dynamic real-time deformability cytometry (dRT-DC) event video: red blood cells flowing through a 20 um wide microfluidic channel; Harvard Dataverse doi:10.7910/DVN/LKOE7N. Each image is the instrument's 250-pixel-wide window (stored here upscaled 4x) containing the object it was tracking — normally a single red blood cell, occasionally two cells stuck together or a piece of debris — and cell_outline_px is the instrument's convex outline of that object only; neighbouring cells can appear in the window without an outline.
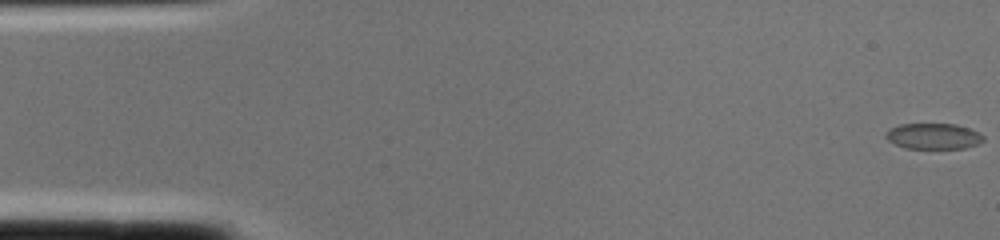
{"species": "common noctule bat (a hibernating species)", "species_latin": "Nyctalus noctula", "temperature_condition": "cold", "stored_images_in_passage": 3, "camera_frame_rate_fps": 3000, "um_per_image_px": 0.085, "animal": {"sex": "female", "body_mass_g": 22.0, "forearm_length_mm": 56.7}, "frame": {"image": 1, "passage_image": 3, "time_ms": 0.667, "image_size_px": [1000, 240], "cell_outline_px": [[984, 140], [980, 144], [964, 148], [904, 148], [888, 140], [884, 136], [888, 128], [900, 124], [956, 124], [980, 132], [984, 136]], "centroid_in_image_um": [79.35, 11.57], "position_along_channel_um": 5.6, "area_um2": 14.8}}